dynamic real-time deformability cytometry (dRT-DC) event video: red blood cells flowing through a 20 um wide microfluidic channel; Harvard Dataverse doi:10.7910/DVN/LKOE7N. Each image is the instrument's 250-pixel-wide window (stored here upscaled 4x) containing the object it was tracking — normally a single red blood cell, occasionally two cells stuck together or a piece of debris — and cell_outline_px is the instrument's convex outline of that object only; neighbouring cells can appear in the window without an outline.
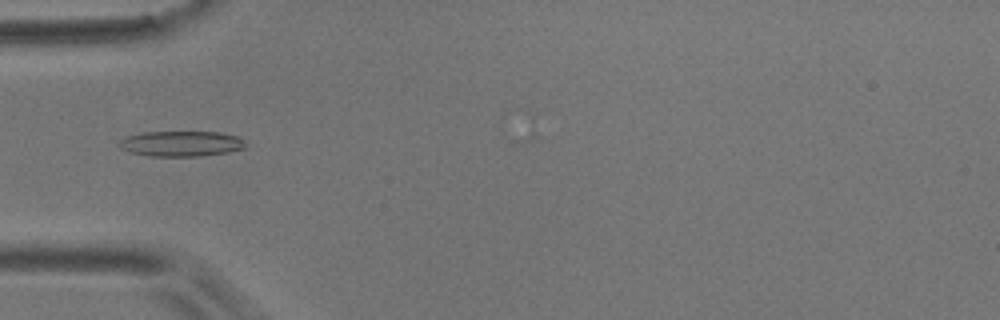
{"species": "common noctule bat (a hibernating species)", "species_latin": "Nyctalus noctula", "temperature_condition": "room temperature", "stored_images_in_passage": 7, "camera_frame_rate_fps": 3000, "um_per_image_px": 0.085, "animal": {"sex": "male", "body_mass_g": 17.9}, "frame": {"image": 1, "passage_image": 1, "time_ms": 0.0, "image_size_px": [1000, 320], "cell_outline_px": [[244, 148], [228, 152], [200, 156], [152, 156], [132, 152], [120, 148], [116, 144], [120, 140], [128, 136], [144, 132], [220, 132], [236, 136], [244, 140]], "centroid_in_image_um": [15.39, 12.21], "position_along_channel_um": 69.6, "area_um2": 18.55}}
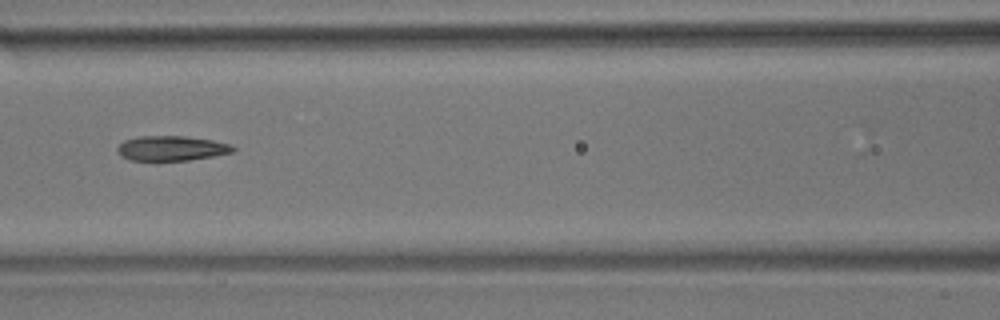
{"frame": {"image": 2, "passage_image": 3, "time_ms": 2.333, "image_size_px": [1000, 320], "cell_outline_px": [[236, 148], [232, 152], [212, 156], [188, 160], [156, 164], [128, 160], [120, 156], [116, 152], [116, 148], [124, 140], [140, 136], [184, 136], [212, 140], [228, 144]], "centroid_in_image_um": [14.45, 12.66], "position_along_channel_um": 152.1, "area_um2": 17.51}}
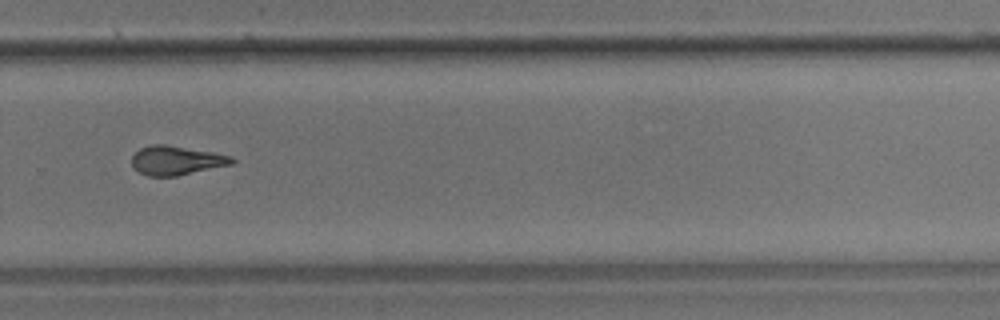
{"frame": {"image": 3, "passage_image": 7, "time_ms": 7.0, "image_size_px": [1000, 320], "cell_outline_px": [[236, 160], [232, 164], [176, 176], [148, 176], [132, 168], [132, 156], [140, 148], [152, 144], [164, 144], [212, 152], [232, 156]], "centroid_in_image_um": [14.97, 13.63], "position_along_channel_um": 314.8, "area_um2": 16.88}}